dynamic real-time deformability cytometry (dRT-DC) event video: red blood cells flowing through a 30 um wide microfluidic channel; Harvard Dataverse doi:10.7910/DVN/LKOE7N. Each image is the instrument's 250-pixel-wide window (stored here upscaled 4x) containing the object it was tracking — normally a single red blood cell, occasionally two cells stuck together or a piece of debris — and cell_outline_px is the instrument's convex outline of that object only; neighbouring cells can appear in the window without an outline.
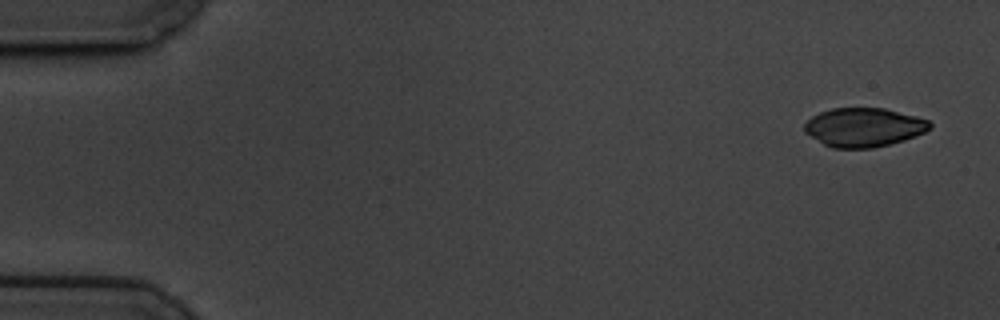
{"species": "common noctule bat (a hibernating species)", "species_latin": "Nyctalus noctula", "temperature_condition": "cold", "stored_images_in_passage": 56, "camera_frame_rate_fps": 3000, "um_per_image_px": 0.085, "animal": {"sex": "male", "body_mass_g": 19.5, "forearm_length_mm": 54.6}, "frame": {"image": 1, "passage_image": 1, "time_ms": 0.0, "image_size_px": [1000, 320], "cell_outline_px": [[932, 128], [924, 132], [904, 140], [872, 148], [832, 148], [824, 144], [804, 132], [804, 124], [812, 116], [820, 112], [832, 108], [884, 108], [916, 116], [928, 120], [932, 124]], "centroid_in_image_um": [73.42, 10.82], "position_along_channel_um": 11.6, "area_um2": 28.32}}
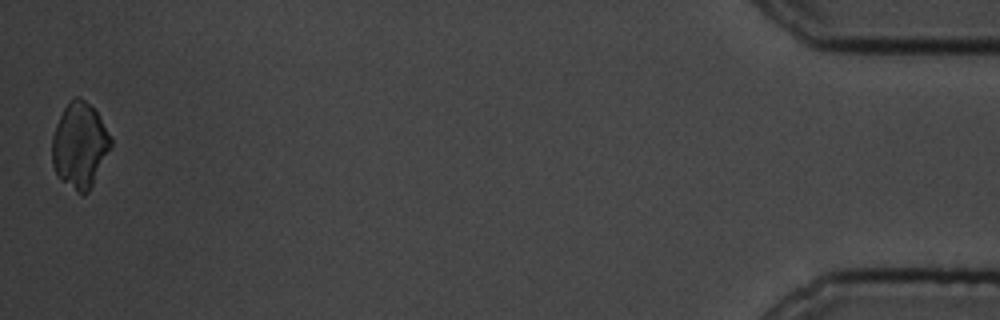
{"frame": {"image": 2, "passage_image": 56, "time_ms": 18.333, "image_size_px": [1000, 320], "cell_outline_px": [[112, 144], [88, 192], [84, 196], [76, 192], [60, 180], [56, 176], [52, 164], [52, 136], [56, 124], [68, 100], [76, 96], [80, 96], [96, 112], [112, 140]], "centroid_in_image_um": [6.73, 12.37], "position_along_channel_um": 428.5, "area_um2": 29.02}}